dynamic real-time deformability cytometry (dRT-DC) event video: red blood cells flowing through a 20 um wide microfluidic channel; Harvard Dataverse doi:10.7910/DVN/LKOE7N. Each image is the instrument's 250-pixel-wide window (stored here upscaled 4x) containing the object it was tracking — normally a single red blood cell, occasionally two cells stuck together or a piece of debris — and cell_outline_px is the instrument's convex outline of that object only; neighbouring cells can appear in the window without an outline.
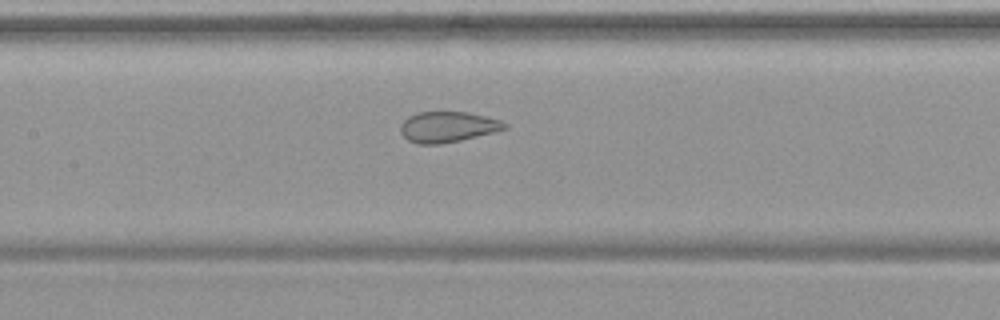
{"species": "common noctule bat (a hibernating species)", "species_latin": "Nyctalus noctula", "temperature_condition": "warm", "stored_images_in_passage": 17, "camera_frame_rate_fps": 3000, "um_per_image_px": 0.085, "animal": {"sex": "female", "body_mass_g": 19.9}, "frame": {"image": 1, "passage_image": 15, "time_ms": 4.667, "image_size_px": [1000, 320], "cell_outline_px": [[508, 128], [460, 140], [440, 144], [416, 144], [408, 140], [400, 132], [400, 124], [408, 116], [416, 112], [468, 112], [500, 120], [508, 124]], "centroid_in_image_um": [38.02, 10.78], "position_along_channel_um": 169.4, "area_um2": 18.55}}